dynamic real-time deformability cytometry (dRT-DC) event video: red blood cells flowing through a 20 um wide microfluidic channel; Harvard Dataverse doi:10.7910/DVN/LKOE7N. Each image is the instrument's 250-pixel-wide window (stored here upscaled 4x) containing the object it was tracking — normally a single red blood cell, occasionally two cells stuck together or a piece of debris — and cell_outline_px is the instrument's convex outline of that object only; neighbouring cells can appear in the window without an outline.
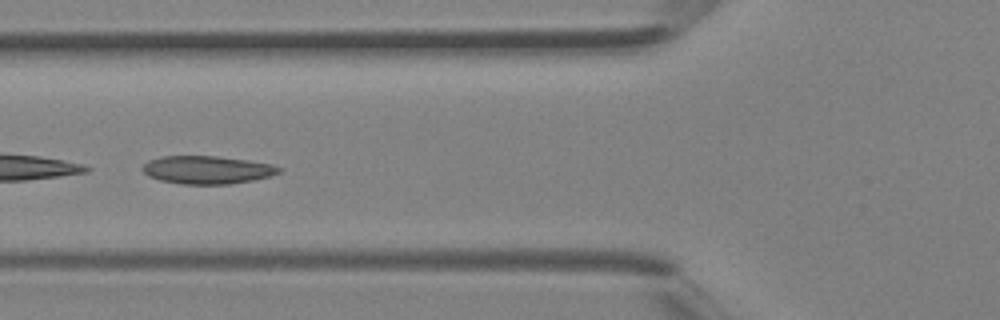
{"species": "Egyptian fruit bat (a non-hibernating species)", "species_latin": "Rousettus aegyptiacus", "temperature_condition": "room temperature", "stored_images_in_passage": 30, "camera_frame_rate_fps": 3000, "um_per_image_px": 0.085, "animal": {"sex": "female"}, "frame": {"image": 1, "passage_image": 9, "time_ms": 2.667, "image_size_px": [1000, 320], "cell_outline_px": [[284, 168], [280, 172], [268, 176], [252, 180], [228, 184], [180, 184], [160, 180], [148, 176], [140, 168], [148, 160], [160, 156], [216, 156], [248, 160], [272, 164]], "centroid_in_image_um": [17.58, 14.43], "position_along_channel_um": 108.2, "area_um2": 22.31}}